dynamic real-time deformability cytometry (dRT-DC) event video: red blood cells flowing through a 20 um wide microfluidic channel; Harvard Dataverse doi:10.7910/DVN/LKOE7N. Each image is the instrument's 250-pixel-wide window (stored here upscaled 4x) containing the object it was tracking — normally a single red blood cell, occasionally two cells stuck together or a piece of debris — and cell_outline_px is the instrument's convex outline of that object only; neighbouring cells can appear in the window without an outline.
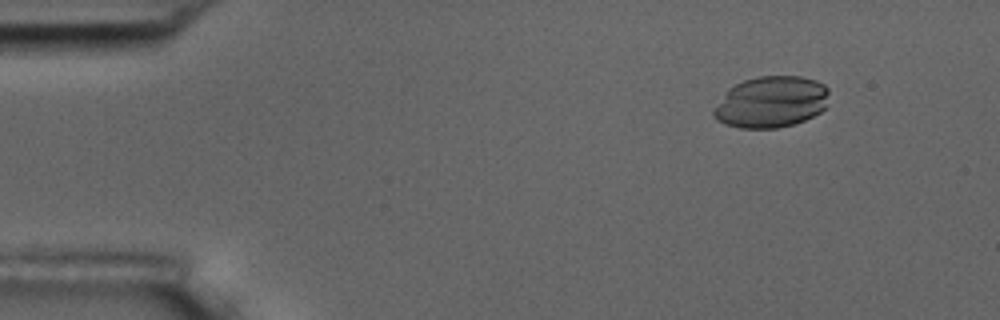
{"species": "common noctule bat (a hibernating species)", "species_latin": "Nyctalus noctula", "temperature_condition": "room temperature", "stored_images_in_passage": 53, "camera_frame_rate_fps": 3000, "um_per_image_px": 0.085, "animal": {"sex": "male", "body_mass_g": 17.5, "forearm_length_mm": 52.3}, "frame": {"image": 1, "passage_image": 3, "time_ms": 0.667, "image_size_px": [1000, 320], "cell_outline_px": [[828, 92], [824, 108], [820, 112], [804, 120], [792, 124], [776, 128], [740, 128], [724, 124], [716, 120], [712, 116], [712, 112], [728, 88], [744, 80], [756, 76], [800, 76], [816, 80], [824, 84], [828, 88]], "centroid_in_image_um": [65.52, 8.66], "position_along_channel_um": 19.5, "area_um2": 34.51}}